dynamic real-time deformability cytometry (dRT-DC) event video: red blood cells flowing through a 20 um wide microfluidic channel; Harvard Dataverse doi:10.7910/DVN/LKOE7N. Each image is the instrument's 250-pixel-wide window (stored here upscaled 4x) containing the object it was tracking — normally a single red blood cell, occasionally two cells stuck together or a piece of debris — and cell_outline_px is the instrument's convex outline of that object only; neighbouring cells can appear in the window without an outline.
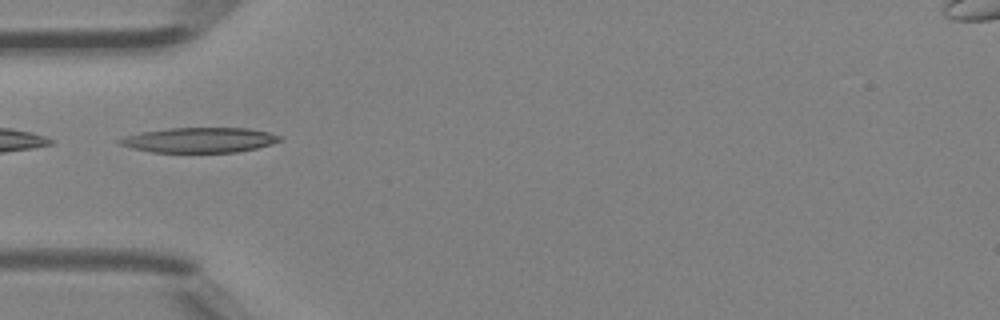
{"species": "Egyptian fruit bat (a non-hibernating species)", "species_latin": "Rousettus aegyptiacus", "temperature_condition": "room temperature", "stored_images_in_passage": 5, "camera_frame_rate_fps": 3000, "um_per_image_px": 0.085, "animal": {"sex": "female"}, "frame": {"image": 1, "passage_image": 3, "time_ms": 0.667, "image_size_px": [1000, 320], "cell_outline_px": [[284, 140], [272, 144], [256, 148], [236, 152], [152, 152], [132, 148], [120, 144], [116, 140], [124, 136], [140, 132], [172, 128], [248, 128], [268, 132], [280, 136]], "centroid_in_image_um": [16.96, 11.9], "position_along_channel_um": 68.0, "area_um2": 23.35}}
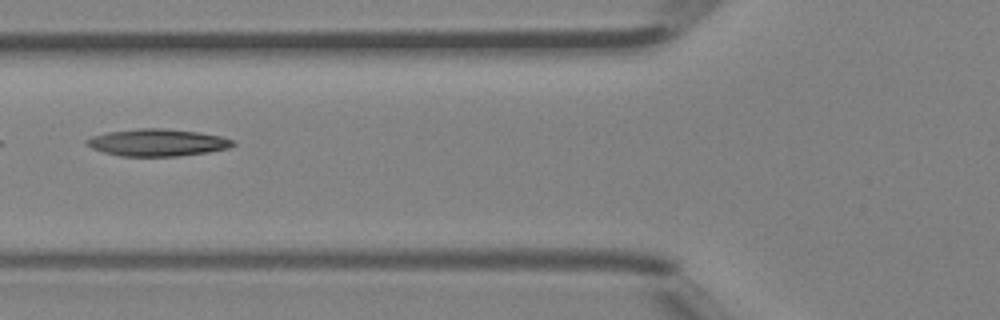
{"frame": {"image": 2, "passage_image": 4, "time_ms": 1.0, "image_size_px": [1000, 320], "cell_outline_px": [[236, 144], [228, 148], [208, 152], [176, 156], [120, 156], [104, 152], [92, 148], [84, 144], [84, 140], [92, 136], [108, 132], [140, 128], [164, 128], [200, 132], [220, 136], [236, 140]], "centroid_in_image_um": [13.38, 12.11], "position_along_channel_um": 112.4, "area_um2": 23.24}}
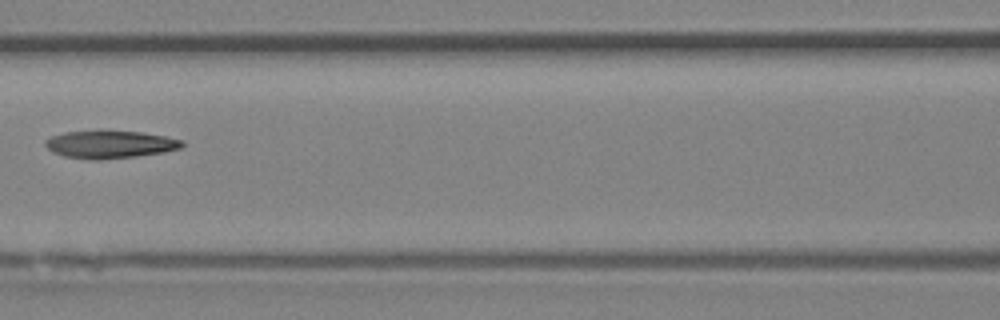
{"frame": {"image": 3, "passage_image": 5, "time_ms": 1.333, "image_size_px": [1000, 320], "cell_outline_px": [[184, 144], [180, 148], [164, 152], [136, 156], [100, 160], [88, 160], [64, 156], [52, 152], [44, 144], [44, 140], [52, 136], [64, 132], [140, 132], [164, 136], [180, 140]], "centroid_in_image_um": [9.31, 12.3], "position_along_channel_um": 157.3, "area_um2": 21.62}}